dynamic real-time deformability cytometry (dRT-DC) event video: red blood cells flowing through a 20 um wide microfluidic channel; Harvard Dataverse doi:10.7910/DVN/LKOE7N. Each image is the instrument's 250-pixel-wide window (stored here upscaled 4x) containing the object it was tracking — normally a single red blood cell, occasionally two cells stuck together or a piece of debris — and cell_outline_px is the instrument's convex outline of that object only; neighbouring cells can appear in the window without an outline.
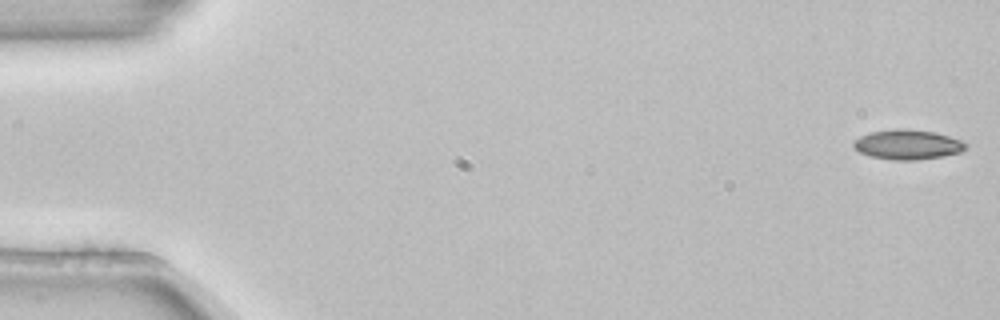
{"species": "common noctule bat (a hibernating species)", "species_latin": "Nyctalus noctula", "temperature_condition": "room temperature", "stored_images_in_passage": 4, "camera_frame_rate_fps": 3000, "um_per_image_px": 0.085, "animal": {"sex": "female", "body_mass_g": 22.7, "forearm_length_mm": 54.2}, "frame": {"image": 1, "passage_image": 1, "time_ms": 0.0, "image_size_px": [1000, 320], "cell_outline_px": [[968, 148], [960, 152], [940, 156], [916, 160], [892, 160], [872, 156], [860, 152], [852, 144], [852, 140], [860, 136], [872, 132], [896, 128], [908, 128], [936, 132], [960, 140], [968, 144]], "centroid_in_image_um": [77.15, 12.27], "position_along_channel_um": 7.8, "area_um2": 19.48}}
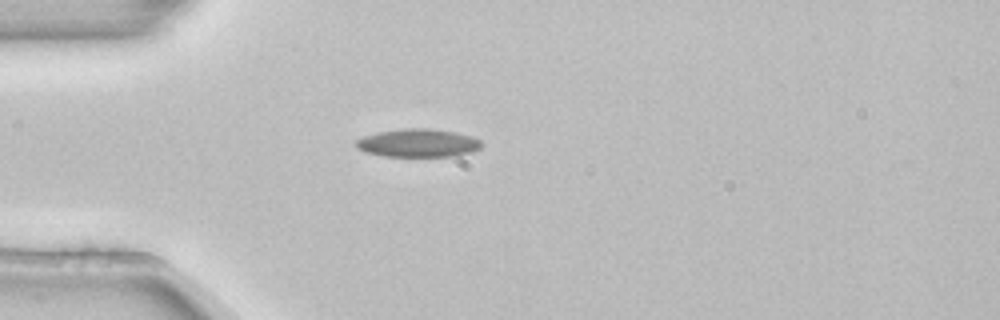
{"frame": {"image": 2, "passage_image": 4, "time_ms": 1.0, "image_size_px": [1000, 320], "cell_outline_px": [[484, 144], [480, 148], [472, 152], [456, 156], [384, 156], [364, 152], [356, 148], [356, 140], [364, 136], [380, 132], [404, 128], [432, 128], [456, 132], [472, 136], [480, 140]], "centroid_in_image_um": [35.57, 12.15], "position_along_channel_um": 49.4, "area_um2": 20.75}}